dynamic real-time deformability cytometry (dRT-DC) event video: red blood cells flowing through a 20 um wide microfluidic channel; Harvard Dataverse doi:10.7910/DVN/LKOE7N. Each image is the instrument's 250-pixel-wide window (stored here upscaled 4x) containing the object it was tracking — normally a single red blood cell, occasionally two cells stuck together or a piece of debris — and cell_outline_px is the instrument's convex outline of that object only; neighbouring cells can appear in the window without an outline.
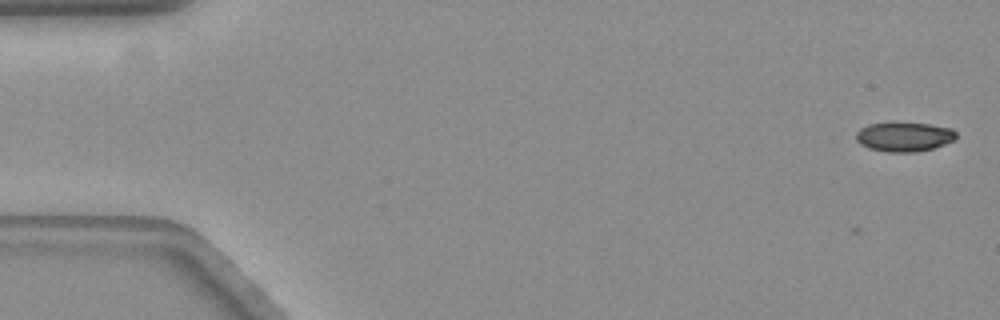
{"species": "common noctule bat (a hibernating species)", "species_latin": "Nyctalus noctula", "temperature_condition": "warm", "stored_images_in_passage": 8, "camera_frame_rate_fps": 3000, "um_per_image_px": 0.085, "animal": {"sex": "female", "body_mass_g": 19.3, "forearm_length_mm": 54.1}, "frame": {"image": 1, "passage_image": 1, "time_ms": 0.0, "image_size_px": [1000, 320], "cell_outline_px": [[956, 140], [932, 148], [916, 152], [888, 152], [868, 148], [860, 144], [856, 140], [856, 132], [860, 128], [868, 124], [928, 124], [952, 128], [956, 132]], "centroid_in_image_um": [76.86, 11.65], "position_along_channel_um": 8.1, "area_um2": 16.88}}